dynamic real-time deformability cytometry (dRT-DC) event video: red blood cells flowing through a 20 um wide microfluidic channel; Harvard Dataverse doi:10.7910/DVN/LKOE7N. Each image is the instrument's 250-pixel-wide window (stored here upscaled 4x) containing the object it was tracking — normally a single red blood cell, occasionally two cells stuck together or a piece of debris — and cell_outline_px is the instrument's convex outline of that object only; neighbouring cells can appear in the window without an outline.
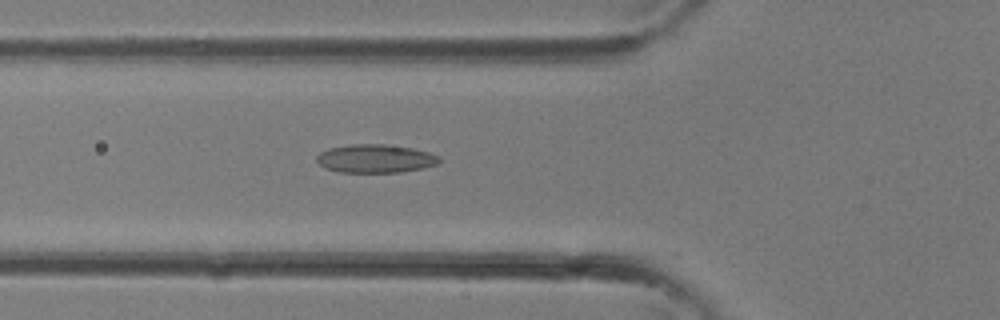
{"species": "common noctule bat (a hibernating species)", "species_latin": "Nyctalus noctula", "temperature_condition": "room temperature", "stored_images_in_passage": 35, "camera_frame_rate_fps": 3000, "um_per_image_px": 0.085, "animal": {"sex": "female"}, "frame": {"image": 1, "passage_image": 13, "time_ms": 4.0, "image_size_px": [1000, 320], "cell_outline_px": [[440, 160], [436, 164], [424, 168], [400, 172], [340, 172], [324, 168], [316, 160], [316, 156], [320, 152], [328, 148], [352, 144], [384, 144], [412, 148], [428, 152], [440, 156]], "centroid_in_image_um": [31.89, 13.48], "position_along_channel_um": 93.9, "area_um2": 20.29}}
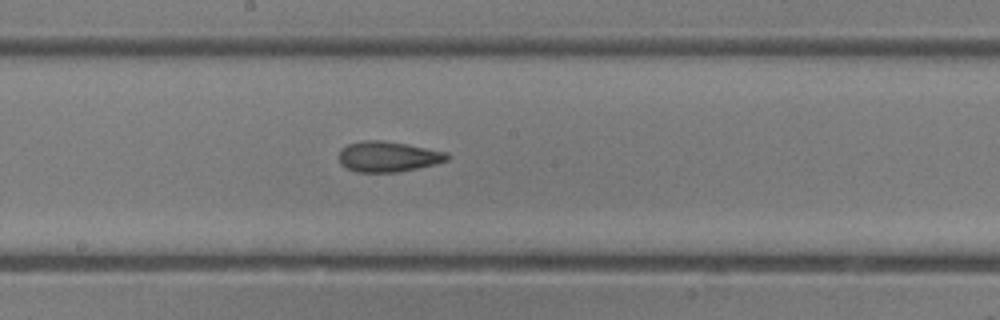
{"frame": {"image": 2, "passage_image": 19, "time_ms": 6.0, "image_size_px": [1000, 320], "cell_outline_px": [[452, 156], [448, 160], [436, 164], [396, 172], [356, 172], [340, 164], [340, 148], [348, 144], [364, 140], [380, 140], [404, 144], [448, 152]], "centroid_in_image_um": [33.0, 13.31], "position_along_channel_um": 215.2, "area_um2": 19.13}}
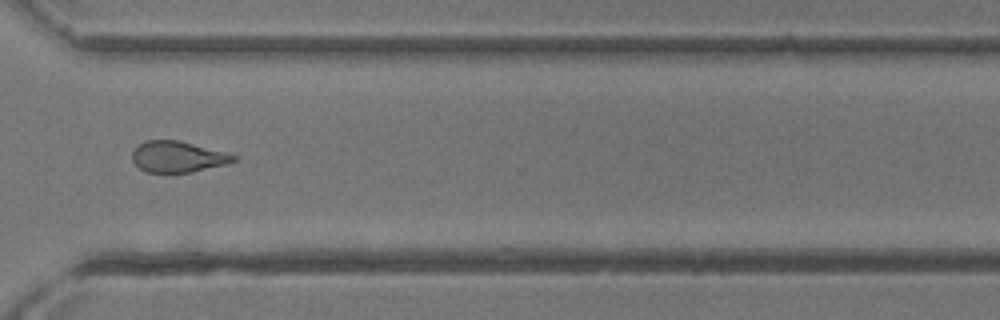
{"frame": {"image": 3, "passage_image": 26, "time_ms": 8.333, "image_size_px": [1000, 320], "cell_outline_px": [[236, 160], [228, 164], [192, 172], [144, 172], [132, 160], [132, 152], [144, 140], [180, 140], [224, 152], [236, 156]], "centroid_in_image_um": [15.1, 13.32], "position_along_channel_um": 355.5, "area_um2": 18.26}}